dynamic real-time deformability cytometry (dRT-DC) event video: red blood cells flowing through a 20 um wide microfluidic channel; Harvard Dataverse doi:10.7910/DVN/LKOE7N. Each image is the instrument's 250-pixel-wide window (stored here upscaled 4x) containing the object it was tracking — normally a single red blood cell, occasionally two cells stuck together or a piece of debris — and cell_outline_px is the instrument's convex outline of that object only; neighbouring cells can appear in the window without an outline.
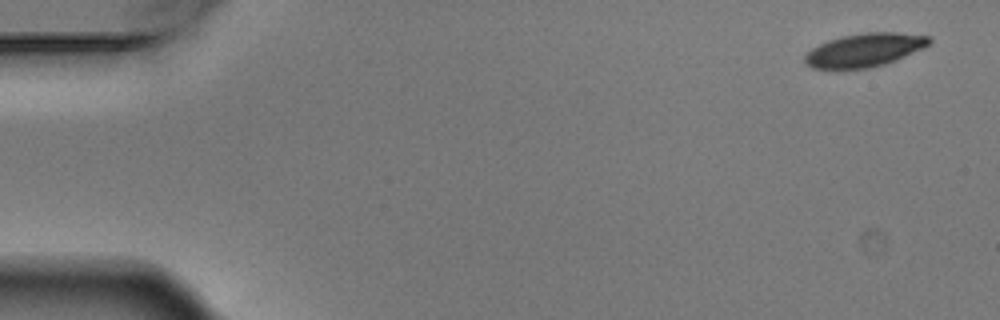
{"species": "Egyptian fruit bat (a non-hibernating species)", "species_latin": "Rousettus aegyptiacus", "temperature_condition": "warm", "stored_images_in_passage": 5, "camera_frame_rate_fps": 3000, "um_per_image_px": 0.085, "animal": {"sex": "male"}, "frame": {"image": 1, "passage_image": 1, "time_ms": 0.0, "image_size_px": [1000, 320], "cell_outline_px": [[932, 40], [924, 48], [896, 60], [884, 64], [868, 68], [812, 68], [804, 60], [804, 56], [812, 48], [828, 40], [840, 36], [864, 32], [896, 32], [928, 36]], "centroid_in_image_um": [73.5, 4.24], "position_along_channel_um": 11.5, "area_um2": 24.04}}
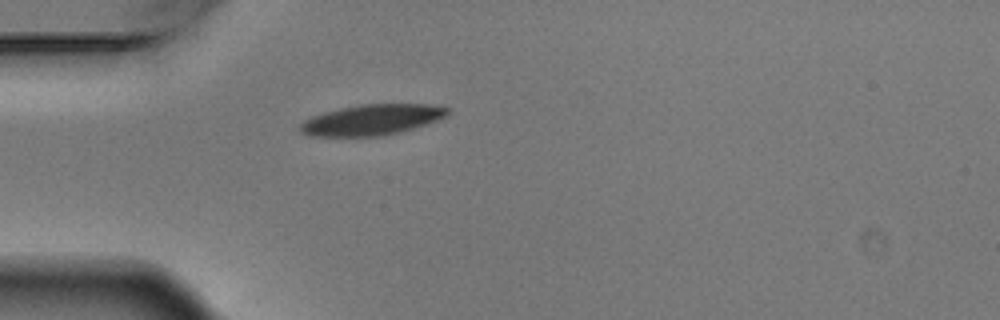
{"frame": {"image": 2, "passage_image": 5, "time_ms": 1.333, "image_size_px": [1000, 320], "cell_outline_px": [[448, 112], [444, 116], [436, 120], [400, 132], [380, 136], [308, 136], [300, 132], [296, 128], [304, 120], [312, 116], [324, 112], [340, 108], [360, 104], [428, 104], [448, 108]], "centroid_in_image_um": [31.51, 10.18], "position_along_channel_um": 53.5, "area_um2": 26.18}}